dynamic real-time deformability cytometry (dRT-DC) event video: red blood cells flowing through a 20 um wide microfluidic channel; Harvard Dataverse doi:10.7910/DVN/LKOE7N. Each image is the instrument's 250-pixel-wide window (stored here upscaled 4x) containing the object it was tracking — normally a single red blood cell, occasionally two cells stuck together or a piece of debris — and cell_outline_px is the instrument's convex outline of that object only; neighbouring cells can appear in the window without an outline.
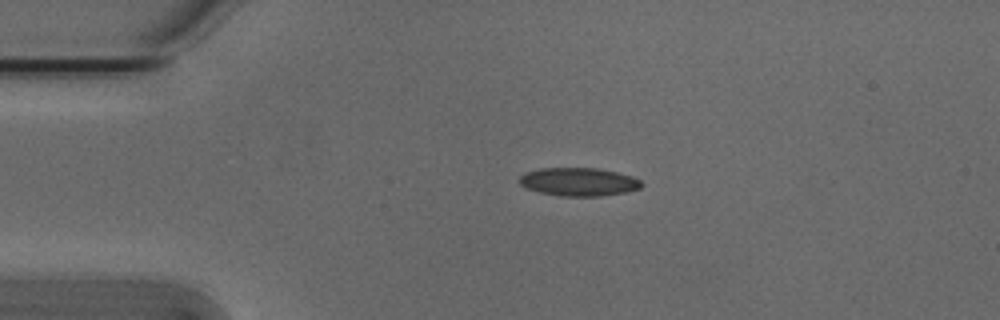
{"species": "Egyptian fruit bat (a non-hibernating species)", "species_latin": "Rousettus aegyptiacus", "temperature_condition": "cold", "stored_images_in_passage": 6, "camera_frame_rate_fps": 3000, "um_per_image_px": 0.085, "animal": {"sex": "male"}, "frame": {"image": 1, "passage_image": 1, "time_ms": 0.0, "image_size_px": [1000, 320], "cell_outline_px": [[644, 184], [640, 188], [624, 192], [600, 196], [560, 196], [540, 192], [528, 188], [520, 184], [520, 176], [524, 172], [540, 168], [596, 168], [616, 172], [632, 176], [640, 180]], "centroid_in_image_um": [49.19, 15.45], "position_along_channel_um": 35.8, "area_um2": 20.0}}